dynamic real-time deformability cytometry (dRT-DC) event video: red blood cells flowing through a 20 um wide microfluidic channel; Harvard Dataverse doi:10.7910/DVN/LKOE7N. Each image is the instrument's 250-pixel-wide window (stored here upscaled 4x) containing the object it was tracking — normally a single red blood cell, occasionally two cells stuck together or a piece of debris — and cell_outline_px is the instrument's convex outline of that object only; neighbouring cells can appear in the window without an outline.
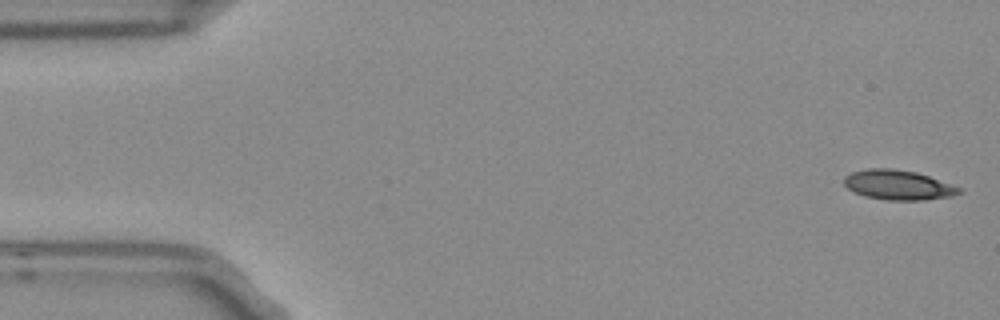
{"species": "Egyptian fruit bat (a non-hibernating species)", "species_latin": "Rousettus aegyptiacus", "temperature_condition": "room temperature", "stored_images_in_passage": 4, "camera_frame_rate_fps": 3000, "um_per_image_px": 0.085, "frame": {"image": 1, "passage_image": 1, "time_ms": 0.0, "image_size_px": [1000, 320], "cell_outline_px": [[960, 192], [952, 196], [924, 200], [888, 200], [864, 196], [852, 192], [844, 184], [844, 176], [852, 172], [868, 168], [892, 168], [916, 172], [928, 176], [960, 188]], "centroid_in_image_um": [76.28, 15.72], "position_along_channel_um": 8.7, "area_um2": 19.83}}
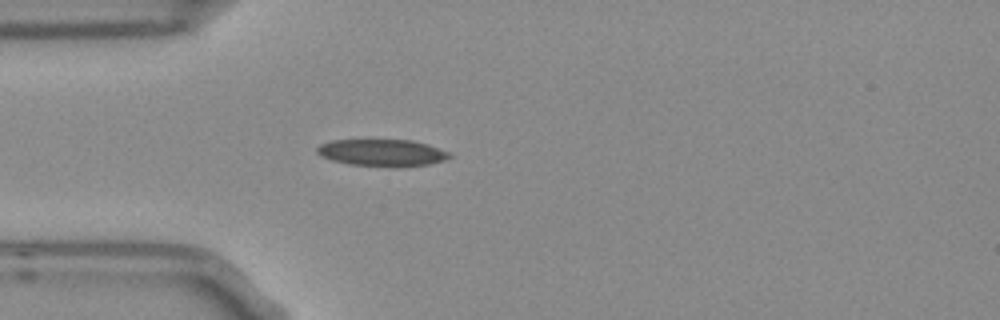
{"frame": {"image": 2, "passage_image": 4, "time_ms": 1.0, "image_size_px": [1000, 320], "cell_outline_px": [[452, 156], [444, 160], [432, 164], [396, 168], [392, 168], [348, 164], [332, 160], [320, 156], [316, 152], [316, 148], [320, 144], [332, 140], [412, 140], [428, 144], [448, 152]], "centroid_in_image_um": [32.48, 13.0], "position_along_channel_um": 52.5, "area_um2": 21.15}}